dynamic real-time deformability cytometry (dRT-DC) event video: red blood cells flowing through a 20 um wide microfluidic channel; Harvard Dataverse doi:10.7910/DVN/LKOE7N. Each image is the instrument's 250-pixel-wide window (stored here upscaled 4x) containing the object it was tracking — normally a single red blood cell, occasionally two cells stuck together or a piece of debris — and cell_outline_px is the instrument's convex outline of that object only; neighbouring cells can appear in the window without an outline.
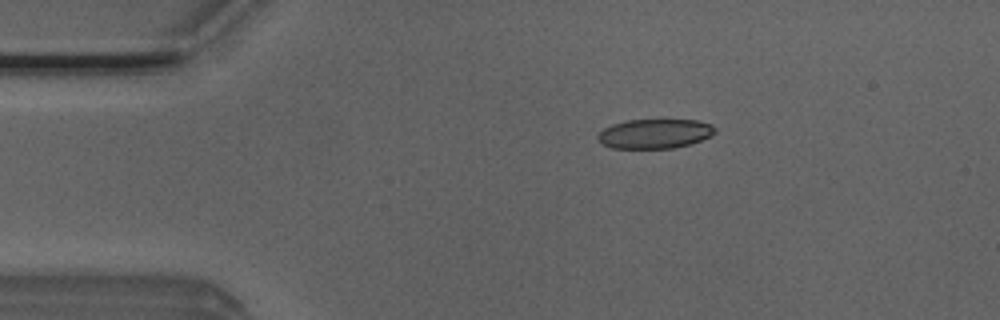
{"species": "Egyptian fruit bat (a non-hibernating species)", "species_latin": "Rousettus aegyptiacus", "temperature_condition": "room temperature", "stored_images_in_passage": 3, "camera_frame_rate_fps": 3000, "um_per_image_px": 0.085, "animal": {"sex": "male"}, "frame": {"image": 1, "passage_image": 1, "time_ms": 0.0, "image_size_px": [1000, 320], "cell_outline_px": [[716, 132], [700, 140], [688, 144], [672, 148], [612, 148], [604, 144], [596, 136], [604, 128], [612, 124], [628, 120], [696, 120], [712, 124], [716, 128]], "centroid_in_image_um": [55.65, 11.35], "position_along_channel_um": 29.3, "area_um2": 19.88}}